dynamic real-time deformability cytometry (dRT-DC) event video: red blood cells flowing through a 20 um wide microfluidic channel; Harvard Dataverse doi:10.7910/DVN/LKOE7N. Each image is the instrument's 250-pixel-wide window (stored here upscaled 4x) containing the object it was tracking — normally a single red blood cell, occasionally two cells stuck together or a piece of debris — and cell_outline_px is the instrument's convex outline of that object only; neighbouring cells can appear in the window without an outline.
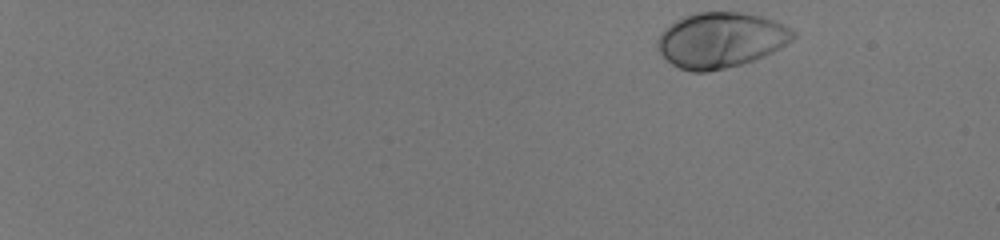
{"species": "human", "species_latin": "Homo sapiens", "temperature_condition": "room temperature", "stored_images_in_passage": 49, "camera_frame_rate_fps": 3000, "um_per_image_px": 0.085, "donor": {"sex": "male"}, "frame": {"image": 1, "passage_image": 1, "time_ms": 0.0, "image_size_px": [1000, 240], "cell_outline_px": [[796, 36], [792, 40], [780, 48], [764, 56], [740, 64], [708, 72], [692, 72], [680, 68], [672, 64], [656, 48], [656, 40], [664, 28], [668, 24], [684, 16], [696, 12], [740, 12], [760, 16], [776, 20], [792, 28], [796, 32]], "centroid_in_image_um": [61.26, 3.39], "position_along_channel_um": 23.7, "area_um2": 43.93}}
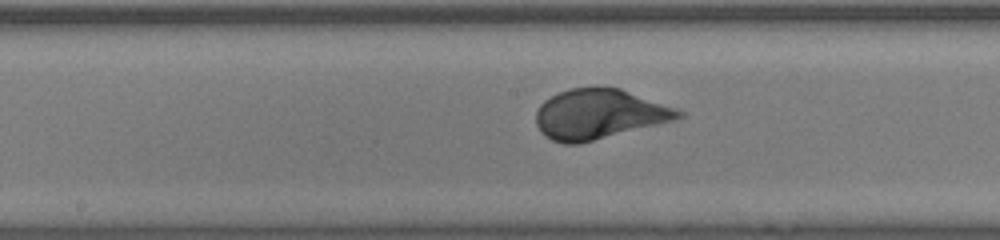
{"frame": {"image": 2, "passage_image": 28, "time_ms": 9.0, "image_size_px": [1000, 240], "cell_outline_px": [[684, 116], [676, 120], [580, 144], [564, 144], [552, 140], [544, 136], [540, 132], [536, 124], [536, 112], [540, 104], [544, 100], [560, 92], [572, 88], [620, 88], [676, 108], [684, 112]], "centroid_in_image_um": [50.92, 9.73], "position_along_channel_um": 197.3, "area_um2": 41.38}}
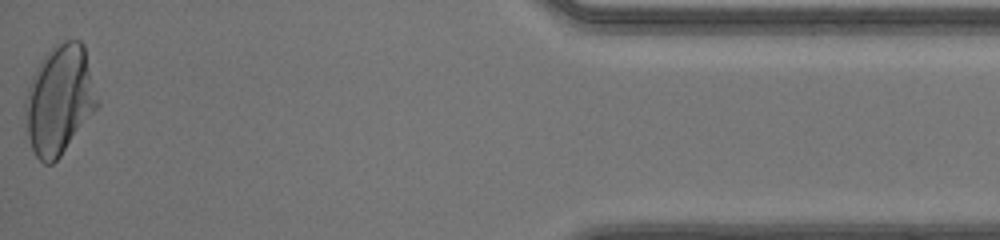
{"frame": {"image": 3, "passage_image": 49, "time_ms": 16.0, "image_size_px": [1000, 240], "cell_outline_px": [[100, 104], [60, 156], [52, 164], [44, 164], [36, 156], [32, 148], [28, 136], [24, 112], [24, 104], [28, 88], [32, 76], [36, 68], [44, 56], [56, 44], [64, 40], [80, 40], [84, 44], [100, 100]], "centroid_in_image_um": [5.07, 8.46], "position_along_channel_um": 430.1, "area_um2": 45.89}, "authors_computed_cell_mechanics": {"area_um2": 41.4426, "velocity_mm_per_s": 4.0712, "shape_relaxation_time_tau1_ms": 2.2832, "shape_relaxation_time_tau2_ms": null, "deformation_change_tau1": 0.1615, "deformation_change_tau2": null}}